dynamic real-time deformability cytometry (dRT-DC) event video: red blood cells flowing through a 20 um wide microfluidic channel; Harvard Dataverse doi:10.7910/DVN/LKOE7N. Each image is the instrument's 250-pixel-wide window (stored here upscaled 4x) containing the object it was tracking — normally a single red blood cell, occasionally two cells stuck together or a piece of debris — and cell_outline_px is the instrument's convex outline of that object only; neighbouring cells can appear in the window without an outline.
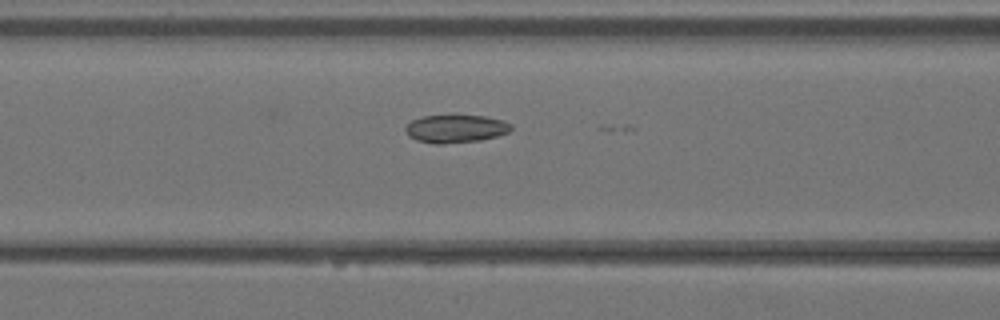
{"species": "Egyptian fruit bat (a non-hibernating species)", "species_latin": "Rousettus aegyptiacus", "temperature_condition": "warm", "stored_images_in_passage": 5, "camera_frame_rate_fps": 3000, "um_per_image_px": 0.085, "animal": {"sex": "female"}, "frame": {"image": 1, "passage_image": 5, "time_ms": 1.333, "image_size_px": [1000, 320], "cell_outline_px": [[512, 128], [508, 132], [496, 136], [480, 140], [444, 144], [436, 144], [416, 140], [408, 136], [404, 128], [412, 120], [424, 116], [452, 112], [484, 116], [504, 120], [512, 124]], "centroid_in_image_um": [38.72, 10.89], "position_along_channel_um": 127.9, "area_um2": 17.98}}